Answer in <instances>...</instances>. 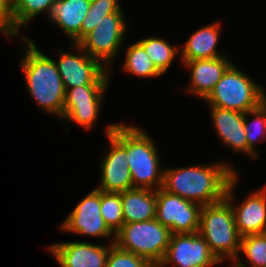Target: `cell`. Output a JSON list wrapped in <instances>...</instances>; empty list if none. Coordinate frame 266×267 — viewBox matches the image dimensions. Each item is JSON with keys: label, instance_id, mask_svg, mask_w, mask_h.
<instances>
[{"label": "cell", "instance_id": "17", "mask_svg": "<svg viewBox=\"0 0 266 267\" xmlns=\"http://www.w3.org/2000/svg\"><path fill=\"white\" fill-rule=\"evenodd\" d=\"M213 128L223 145L236 153L247 155V137L244 130L245 113L209 106Z\"/></svg>", "mask_w": 266, "mask_h": 267}, {"label": "cell", "instance_id": "22", "mask_svg": "<svg viewBox=\"0 0 266 267\" xmlns=\"http://www.w3.org/2000/svg\"><path fill=\"white\" fill-rule=\"evenodd\" d=\"M146 51L155 67L165 74L178 54L179 46H172L163 38L150 36L137 41Z\"/></svg>", "mask_w": 266, "mask_h": 267}, {"label": "cell", "instance_id": "23", "mask_svg": "<svg viewBox=\"0 0 266 267\" xmlns=\"http://www.w3.org/2000/svg\"><path fill=\"white\" fill-rule=\"evenodd\" d=\"M125 52L126 55L122 67L126 73L148 78H159L163 75L138 42L128 46Z\"/></svg>", "mask_w": 266, "mask_h": 267}, {"label": "cell", "instance_id": "29", "mask_svg": "<svg viewBox=\"0 0 266 267\" xmlns=\"http://www.w3.org/2000/svg\"><path fill=\"white\" fill-rule=\"evenodd\" d=\"M19 32L13 16V1L0 0V33L7 39H11L15 38Z\"/></svg>", "mask_w": 266, "mask_h": 267}, {"label": "cell", "instance_id": "3", "mask_svg": "<svg viewBox=\"0 0 266 267\" xmlns=\"http://www.w3.org/2000/svg\"><path fill=\"white\" fill-rule=\"evenodd\" d=\"M198 233L220 263L225 259L233 262L237 258L242 237L236 227L232 206L225 197L202 206Z\"/></svg>", "mask_w": 266, "mask_h": 267}, {"label": "cell", "instance_id": "9", "mask_svg": "<svg viewBox=\"0 0 266 267\" xmlns=\"http://www.w3.org/2000/svg\"><path fill=\"white\" fill-rule=\"evenodd\" d=\"M123 13L124 11H117L104 16L78 43L90 57L100 61L108 70L125 42L128 27Z\"/></svg>", "mask_w": 266, "mask_h": 267}, {"label": "cell", "instance_id": "20", "mask_svg": "<svg viewBox=\"0 0 266 267\" xmlns=\"http://www.w3.org/2000/svg\"><path fill=\"white\" fill-rule=\"evenodd\" d=\"M121 201L125 223L156 218V190L132 188L121 193Z\"/></svg>", "mask_w": 266, "mask_h": 267}, {"label": "cell", "instance_id": "4", "mask_svg": "<svg viewBox=\"0 0 266 267\" xmlns=\"http://www.w3.org/2000/svg\"><path fill=\"white\" fill-rule=\"evenodd\" d=\"M152 136L137 125L126 124V153L133 188L158 190L163 186L164 168Z\"/></svg>", "mask_w": 266, "mask_h": 267}, {"label": "cell", "instance_id": "12", "mask_svg": "<svg viewBox=\"0 0 266 267\" xmlns=\"http://www.w3.org/2000/svg\"><path fill=\"white\" fill-rule=\"evenodd\" d=\"M108 85H82L66 90L63 119L75 122L84 130H90L96 124L104 93ZM96 121V122H95Z\"/></svg>", "mask_w": 266, "mask_h": 267}, {"label": "cell", "instance_id": "15", "mask_svg": "<svg viewBox=\"0 0 266 267\" xmlns=\"http://www.w3.org/2000/svg\"><path fill=\"white\" fill-rule=\"evenodd\" d=\"M109 244L66 241L52 244L48 250L60 267H106L109 250L114 242Z\"/></svg>", "mask_w": 266, "mask_h": 267}, {"label": "cell", "instance_id": "8", "mask_svg": "<svg viewBox=\"0 0 266 267\" xmlns=\"http://www.w3.org/2000/svg\"><path fill=\"white\" fill-rule=\"evenodd\" d=\"M71 47L76 54L58 51L59 58L55 61L65 90L82 85H110L111 70L90 57L78 43H72Z\"/></svg>", "mask_w": 266, "mask_h": 267}, {"label": "cell", "instance_id": "13", "mask_svg": "<svg viewBox=\"0 0 266 267\" xmlns=\"http://www.w3.org/2000/svg\"><path fill=\"white\" fill-rule=\"evenodd\" d=\"M61 231L115 241V234L105 224L100 211V190L94 188L69 213Z\"/></svg>", "mask_w": 266, "mask_h": 267}, {"label": "cell", "instance_id": "25", "mask_svg": "<svg viewBox=\"0 0 266 267\" xmlns=\"http://www.w3.org/2000/svg\"><path fill=\"white\" fill-rule=\"evenodd\" d=\"M13 16L18 30L26 28L27 23L38 17L41 13L50 15L53 4L56 0H12Z\"/></svg>", "mask_w": 266, "mask_h": 267}, {"label": "cell", "instance_id": "6", "mask_svg": "<svg viewBox=\"0 0 266 267\" xmlns=\"http://www.w3.org/2000/svg\"><path fill=\"white\" fill-rule=\"evenodd\" d=\"M171 235L170 229L156 219L124 223L115 233L114 244L158 267L166 254Z\"/></svg>", "mask_w": 266, "mask_h": 267}, {"label": "cell", "instance_id": "26", "mask_svg": "<svg viewBox=\"0 0 266 267\" xmlns=\"http://www.w3.org/2000/svg\"><path fill=\"white\" fill-rule=\"evenodd\" d=\"M100 211L105 224L115 234L125 223L121 193L100 191Z\"/></svg>", "mask_w": 266, "mask_h": 267}, {"label": "cell", "instance_id": "11", "mask_svg": "<svg viewBox=\"0 0 266 267\" xmlns=\"http://www.w3.org/2000/svg\"><path fill=\"white\" fill-rule=\"evenodd\" d=\"M213 267L220 264L208 243L198 233L172 234L166 254L158 267Z\"/></svg>", "mask_w": 266, "mask_h": 267}, {"label": "cell", "instance_id": "24", "mask_svg": "<svg viewBox=\"0 0 266 267\" xmlns=\"http://www.w3.org/2000/svg\"><path fill=\"white\" fill-rule=\"evenodd\" d=\"M248 116H253L254 119L250 122ZM244 130L247 137V155L256 159L259 153L255 144L266 139V101L258 108L245 113Z\"/></svg>", "mask_w": 266, "mask_h": 267}, {"label": "cell", "instance_id": "27", "mask_svg": "<svg viewBox=\"0 0 266 267\" xmlns=\"http://www.w3.org/2000/svg\"><path fill=\"white\" fill-rule=\"evenodd\" d=\"M120 5L119 0H91L89 12L82 22L81 40L97 26L104 16L123 11Z\"/></svg>", "mask_w": 266, "mask_h": 267}, {"label": "cell", "instance_id": "21", "mask_svg": "<svg viewBox=\"0 0 266 267\" xmlns=\"http://www.w3.org/2000/svg\"><path fill=\"white\" fill-rule=\"evenodd\" d=\"M241 255L248 261H242ZM232 263L234 267H266V233L242 237L239 254Z\"/></svg>", "mask_w": 266, "mask_h": 267}, {"label": "cell", "instance_id": "28", "mask_svg": "<svg viewBox=\"0 0 266 267\" xmlns=\"http://www.w3.org/2000/svg\"><path fill=\"white\" fill-rule=\"evenodd\" d=\"M106 267H155L146 258L118 248L115 244L110 248Z\"/></svg>", "mask_w": 266, "mask_h": 267}, {"label": "cell", "instance_id": "14", "mask_svg": "<svg viewBox=\"0 0 266 267\" xmlns=\"http://www.w3.org/2000/svg\"><path fill=\"white\" fill-rule=\"evenodd\" d=\"M238 174L230 180L225 193V198L230 202L234 212L237 230L241 237L266 233V186L250 193L237 206L233 203L236 201L234 193L239 181Z\"/></svg>", "mask_w": 266, "mask_h": 267}, {"label": "cell", "instance_id": "2", "mask_svg": "<svg viewBox=\"0 0 266 267\" xmlns=\"http://www.w3.org/2000/svg\"><path fill=\"white\" fill-rule=\"evenodd\" d=\"M20 40L25 47L21 68L27 92L39 108L61 119L66 90L54 59L40 51L28 36L23 35Z\"/></svg>", "mask_w": 266, "mask_h": 267}, {"label": "cell", "instance_id": "16", "mask_svg": "<svg viewBox=\"0 0 266 267\" xmlns=\"http://www.w3.org/2000/svg\"><path fill=\"white\" fill-rule=\"evenodd\" d=\"M232 63L226 56L185 62V67L191 69L186 91L204 101Z\"/></svg>", "mask_w": 266, "mask_h": 267}, {"label": "cell", "instance_id": "1", "mask_svg": "<svg viewBox=\"0 0 266 267\" xmlns=\"http://www.w3.org/2000/svg\"><path fill=\"white\" fill-rule=\"evenodd\" d=\"M226 162L164 168L162 188L183 199L205 206L225 197L230 180L238 173Z\"/></svg>", "mask_w": 266, "mask_h": 267}, {"label": "cell", "instance_id": "10", "mask_svg": "<svg viewBox=\"0 0 266 267\" xmlns=\"http://www.w3.org/2000/svg\"><path fill=\"white\" fill-rule=\"evenodd\" d=\"M202 205L193 203L162 187L156 190V220L170 229L171 234L199 231Z\"/></svg>", "mask_w": 266, "mask_h": 267}, {"label": "cell", "instance_id": "7", "mask_svg": "<svg viewBox=\"0 0 266 267\" xmlns=\"http://www.w3.org/2000/svg\"><path fill=\"white\" fill-rule=\"evenodd\" d=\"M108 151L102 156L100 185L96 189L107 193H122L133 188L126 153V125L111 123L106 127Z\"/></svg>", "mask_w": 266, "mask_h": 267}, {"label": "cell", "instance_id": "5", "mask_svg": "<svg viewBox=\"0 0 266 267\" xmlns=\"http://www.w3.org/2000/svg\"><path fill=\"white\" fill-rule=\"evenodd\" d=\"M253 80L232 63L204 100L212 107L252 111L266 101L264 87Z\"/></svg>", "mask_w": 266, "mask_h": 267}, {"label": "cell", "instance_id": "18", "mask_svg": "<svg viewBox=\"0 0 266 267\" xmlns=\"http://www.w3.org/2000/svg\"><path fill=\"white\" fill-rule=\"evenodd\" d=\"M91 0H56L49 20L60 27L72 43L81 41V27L90 9Z\"/></svg>", "mask_w": 266, "mask_h": 267}, {"label": "cell", "instance_id": "19", "mask_svg": "<svg viewBox=\"0 0 266 267\" xmlns=\"http://www.w3.org/2000/svg\"><path fill=\"white\" fill-rule=\"evenodd\" d=\"M219 22L203 26L196 30L184 43L180 52L182 65L187 61L196 59H212L225 56L217 51V44L220 36Z\"/></svg>", "mask_w": 266, "mask_h": 267}]
</instances>
